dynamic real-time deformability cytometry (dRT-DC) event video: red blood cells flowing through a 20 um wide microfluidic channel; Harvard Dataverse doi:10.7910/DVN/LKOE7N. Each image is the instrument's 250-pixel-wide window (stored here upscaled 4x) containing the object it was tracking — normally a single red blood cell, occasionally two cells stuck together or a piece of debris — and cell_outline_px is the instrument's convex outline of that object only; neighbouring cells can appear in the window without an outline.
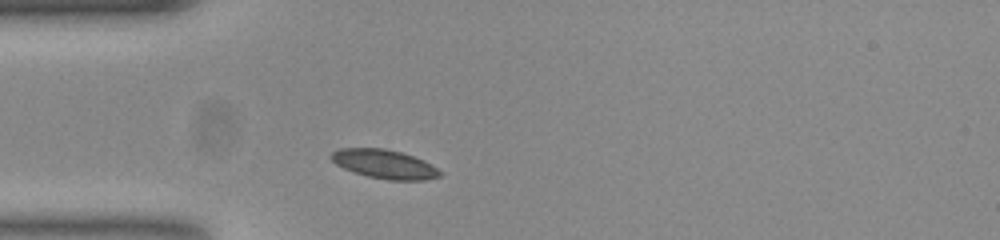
{"species": "common noctule bat (a hibernating species)", "species_latin": "Nyctalus noctula", "temperature_condition": "room temperature", "stored_images_in_passage": 32, "camera_frame_rate_fps": 3000, "um_per_image_px": 0.085, "animal": {"sex": "female", "body_mass_g": 23.0, "forearm_length_mm": 53.4}, "frame": {"image": 1, "passage_image": 1, "time_ms": 0.0, "image_size_px": [1000, 240], "cell_outline_px": [[444, 172], [440, 176], [424, 180], [388, 180], [368, 176], [344, 168], [336, 164], [328, 156], [332, 152], [340, 148], [384, 148], [400, 152], [424, 160]], "centroid_in_image_um": [32.69, 13.94], "position_along_channel_um": 52.3, "area_um2": 18.26}}
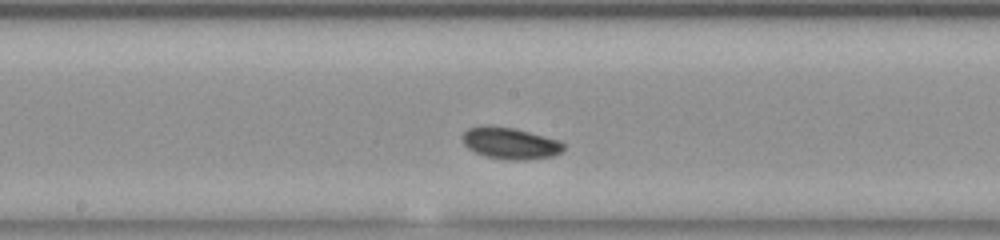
{"frame": {"image": 2, "passage_image": 14, "time_ms": 4.333, "image_size_px": [1000, 240], "cell_outline_px": [[564, 152], [552, 156], [524, 160], [508, 160], [484, 156], [468, 148], [464, 144], [460, 136], [468, 128], [484, 124], [488, 124], [516, 128], [560, 140], [564, 144]], "centroid_in_image_um": [43.36, 12.16], "position_along_channel_um": 204.8, "area_um2": 19.07}}
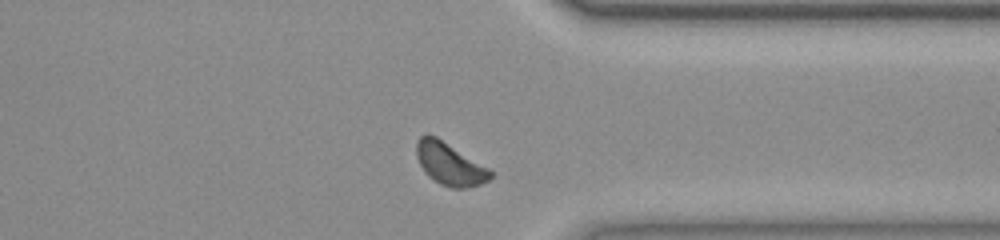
{"frame": {"image": 3, "passage_image": 28, "time_ms": 9.0, "image_size_px": [1000, 240], "cell_outline_px": [[496, 172], [488, 180], [480, 184], [468, 188], [452, 188], [440, 184], [428, 176], [424, 172], [416, 156], [416, 144], [420, 136], [436, 136]], "centroid_in_image_um": [38.25, 13.96], "position_along_channel_um": 373.1, "area_um2": 18.26}}